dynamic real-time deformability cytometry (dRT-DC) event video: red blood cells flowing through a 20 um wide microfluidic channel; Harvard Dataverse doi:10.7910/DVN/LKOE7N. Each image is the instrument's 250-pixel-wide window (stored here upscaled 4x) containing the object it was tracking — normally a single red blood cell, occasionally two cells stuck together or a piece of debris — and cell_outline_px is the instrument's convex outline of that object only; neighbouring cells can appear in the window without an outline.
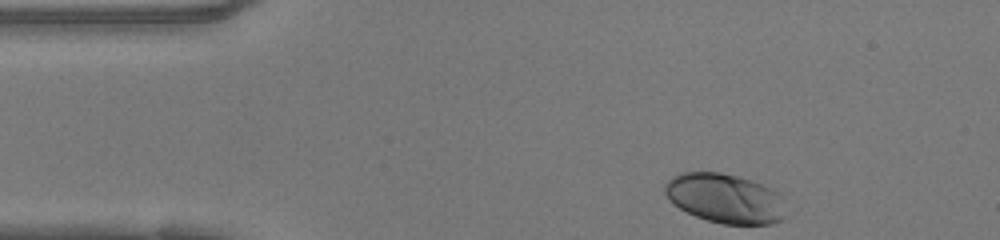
{"species": "human", "species_latin": "Homo sapiens", "temperature_condition": "warm", "stored_images_in_passage": 33, "camera_frame_rate_fps": 3000, "um_per_image_px": 0.085, "donor": {"sex": "female"}, "frame": {"image": 1, "passage_image": 1, "time_ms": 0.0, "image_size_px": [1000, 240], "cell_outline_px": [[788, 216], [784, 220], [772, 224], [724, 224], [708, 220], [696, 216], [680, 208], [668, 200], [664, 192], [664, 184], [672, 176], [680, 172], [720, 172], [752, 180], [764, 184], [780, 192]], "centroid_in_image_um": [61.68, 16.86], "position_along_channel_um": 23.3, "area_um2": 35.49}}
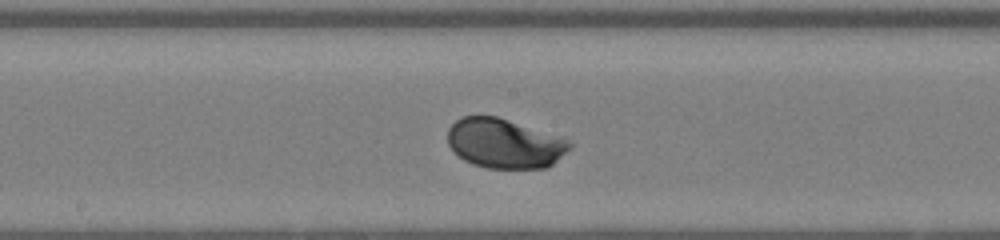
{"frame": {"image": 2, "passage_image": 19, "time_ms": 6.0, "image_size_px": [1000, 240], "cell_outline_px": [[572, 148], [548, 168], [488, 168], [472, 164], [464, 160], [448, 144], [448, 128], [456, 120], [464, 116], [496, 116], [560, 136], [568, 140], [572, 144]], "centroid_in_image_um": [42.91, 12.2], "position_along_channel_um": 205.3, "area_um2": 35.2}}
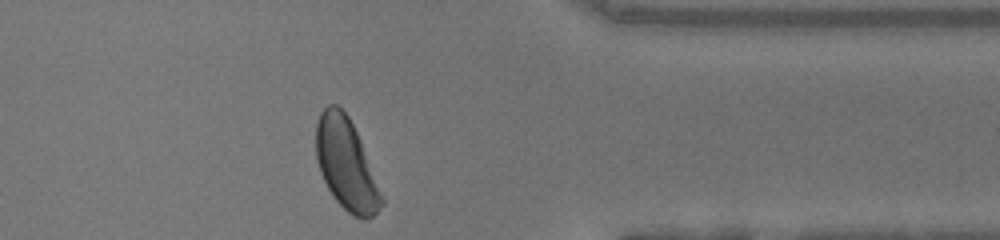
{"frame": {"image": 3, "passage_image": 33, "time_ms": 10.667, "image_size_px": [1000, 240], "cell_outline_px": [[384, 204], [372, 216], [352, 216], [332, 196], [320, 172], [316, 156], [316, 124], [320, 112], [328, 104], [336, 104], [348, 116], [360, 140], [384, 200]], "centroid_in_image_um": [29.39, 13.93], "position_along_channel_um": 382.0, "area_um2": 34.1}, "authors_computed_cell_mechanics": {"area_um2": 34.969, "velocity_mm_per_s": 4.1199, "shape_relaxation_time_tau1_ms": 1.6632, "shape_relaxation_time_tau2_ms": null, "deformation_change_tau1": 0.1339, "deformation_change_tau2": null}}